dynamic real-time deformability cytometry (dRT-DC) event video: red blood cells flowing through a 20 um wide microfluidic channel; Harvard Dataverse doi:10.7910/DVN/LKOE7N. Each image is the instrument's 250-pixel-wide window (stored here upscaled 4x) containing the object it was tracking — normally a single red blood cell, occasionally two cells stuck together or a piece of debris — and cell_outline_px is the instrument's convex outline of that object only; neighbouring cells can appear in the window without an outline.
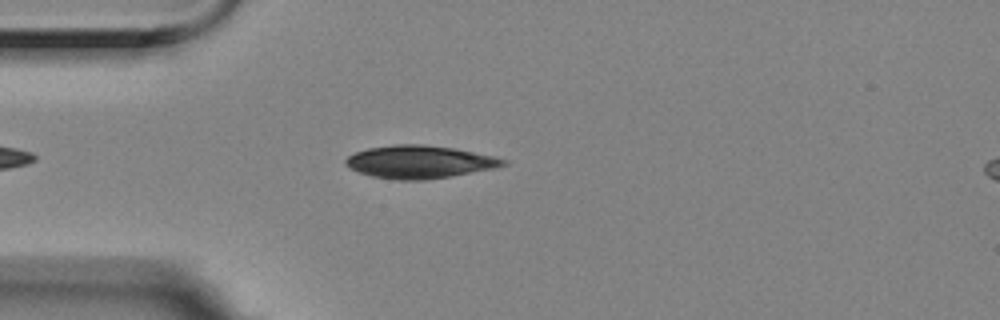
{"species": "Egyptian fruit bat (a non-hibernating species)", "species_latin": "Rousettus aegyptiacus", "temperature_condition": "room temperature", "stored_images_in_passage": 48, "camera_frame_rate_fps": 3000, "um_per_image_px": 0.085, "animal": {"sex": "female"}, "frame": {"image": 1, "passage_image": 7, "time_ms": 2.0, "image_size_px": [1000, 320], "cell_outline_px": [[508, 164], [492, 168], [452, 176], [424, 180], [396, 180], [372, 176], [360, 172], [344, 164], [344, 160], [348, 156], [356, 152], [368, 148], [392, 144], [424, 144], [452, 148], [492, 156], [508, 160]], "centroid_in_image_um": [35.63, 13.76], "position_along_channel_um": 49.4, "area_um2": 29.88}}
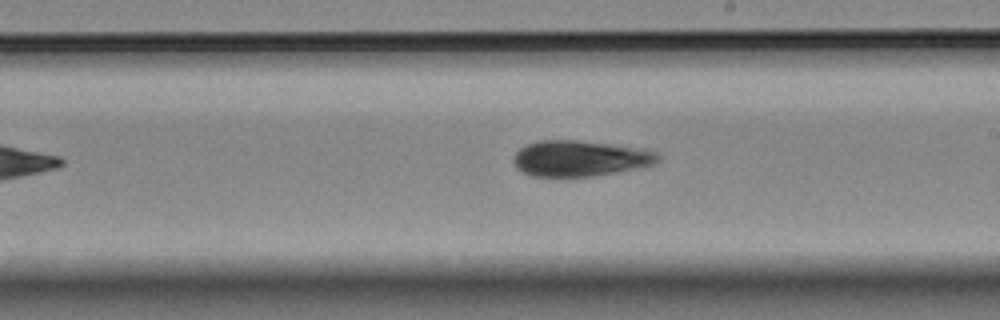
{"frame": {"image": 2, "passage_image": 24, "time_ms": 7.667, "image_size_px": [1000, 320], "cell_outline_px": [[660, 160], [652, 164], [616, 172], [592, 176], [532, 176], [516, 168], [512, 160], [512, 156], [520, 148], [528, 144], [540, 140], [576, 140], [632, 148], [656, 152], [660, 156]], "centroid_in_image_um": [49.2, 13.47], "position_along_channel_um": 239.8, "area_um2": 29.48}}
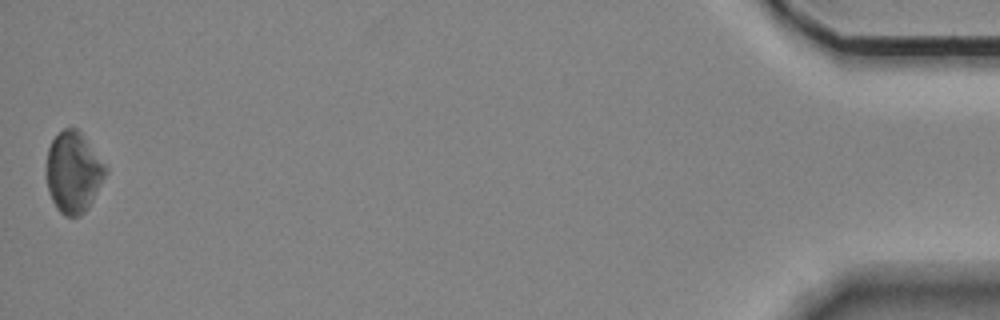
{"frame": {"image": 3, "passage_image": 48, "time_ms": 15.667, "image_size_px": [1000, 320], "cell_outline_px": [[108, 172], [88, 208], [80, 216], [64, 216], [56, 208], [48, 192], [44, 172], [44, 168], [48, 148], [52, 140], [64, 128], [76, 128], [80, 132], [108, 168]], "centroid_in_image_um": [6.2, 14.66], "position_along_channel_um": 429.0, "area_um2": 28.21}, "authors_computed_cell_mechanics": {"area_um2": 29.2468, "velocity_mm_per_s": 3.5322, "shape_relaxation_time_tau1_ms": 5.8169, "shape_relaxation_time_tau2_ms": null, "deformation_change_tau1": 0.1413, "deformation_change_tau2": null}}